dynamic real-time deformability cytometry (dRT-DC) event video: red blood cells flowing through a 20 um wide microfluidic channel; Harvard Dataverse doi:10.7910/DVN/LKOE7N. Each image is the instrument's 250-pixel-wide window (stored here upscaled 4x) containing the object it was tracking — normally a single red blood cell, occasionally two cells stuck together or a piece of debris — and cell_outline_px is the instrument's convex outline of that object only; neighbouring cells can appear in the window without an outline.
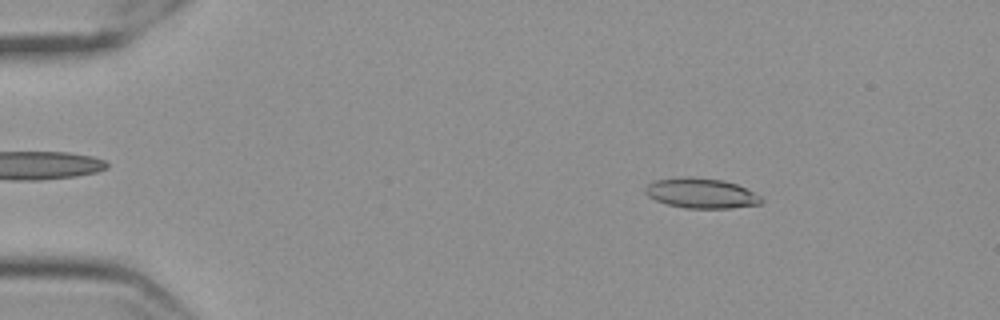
{"species": "Egyptian fruit bat (a non-hibernating species)", "species_latin": "Rousettus aegyptiacus", "temperature_condition": "cold", "stored_images_in_passage": 58, "camera_frame_rate_fps": 3000, "um_per_image_px": 0.085, "frame": {"image": 1, "passage_image": 9, "time_ms": 2.667, "image_size_px": [1000, 320], "cell_outline_px": [[764, 200], [760, 204], [728, 208], [684, 208], [668, 204], [656, 200], [648, 196], [644, 192], [644, 188], [648, 184], [656, 180], [688, 176], [724, 180], [736, 184], [760, 196]], "centroid_in_image_um": [59.58, 16.42], "position_along_channel_um": 25.4, "area_um2": 20.17}}
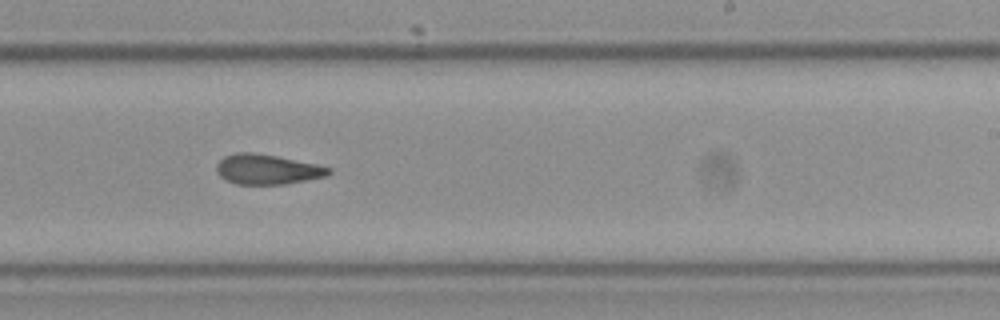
{"frame": {"image": 2, "passage_image": 36, "time_ms": 11.667, "image_size_px": [1000, 320], "cell_outline_px": [[332, 172], [328, 176], [284, 184], [236, 184], [220, 176], [216, 172], [216, 164], [224, 156], [236, 152], [252, 152], [276, 156], [316, 164], [332, 168]], "centroid_in_image_um": [22.72, 14.39], "position_along_channel_um": 266.3, "area_um2": 19.59}}
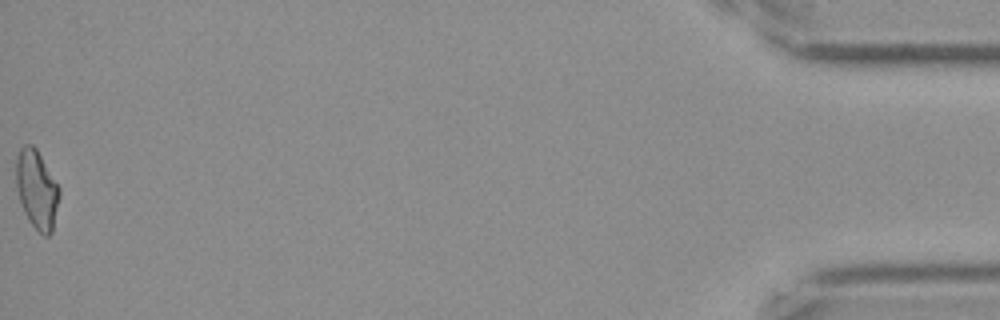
{"frame": {"image": 3, "passage_image": 58, "time_ms": 19.0, "image_size_px": [1000, 320], "cell_outline_px": [[60, 196], [52, 232], [48, 236], [44, 236], [28, 220], [24, 212], [16, 188], [16, 156], [20, 148], [24, 144], [32, 144], [36, 148], [60, 188]], "centroid_in_image_um": [3.12, 16.09], "position_along_channel_um": 432.1, "area_um2": 19.83}, "authors_computed_cell_mechanics": {"area_um2": 20.0855, "velocity_mm_per_s": 3.5366, "shape_relaxation_time_tau1_ms": null, "shape_relaxation_time_tau2_ms": 3.616, "deformation_change_tau1": null, "deformation_change_tau2": 0.1122}}